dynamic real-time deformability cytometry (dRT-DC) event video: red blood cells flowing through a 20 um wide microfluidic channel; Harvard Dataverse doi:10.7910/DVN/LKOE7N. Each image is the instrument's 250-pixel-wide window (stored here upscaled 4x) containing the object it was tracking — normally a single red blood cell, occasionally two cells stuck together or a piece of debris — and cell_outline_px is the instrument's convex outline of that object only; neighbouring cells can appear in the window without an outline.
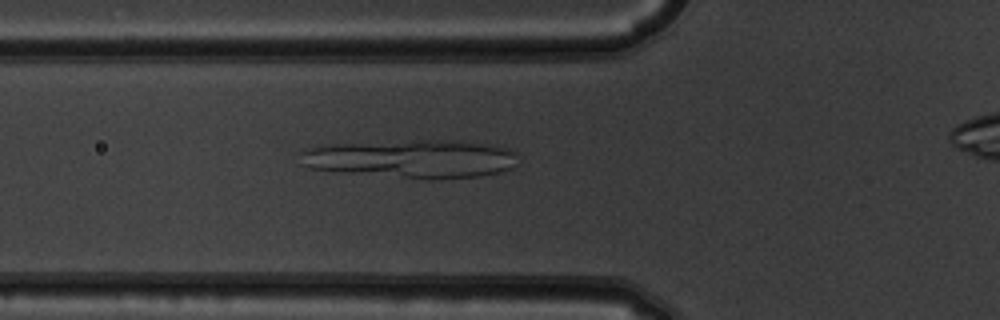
{"species": "common noctule bat (a hibernating species)", "species_latin": "Nyctalus noctula", "temperature_condition": "warm", "stored_images_in_passage": 35, "camera_frame_rate_fps": 3000, "um_per_image_px": 0.085, "animal": {"sex": "male", "body_mass_g": 19.5, "forearm_length_mm": 54.6}, "frame": {"image": 1, "passage_image": 7, "time_ms": 2.0, "image_size_px": [1000, 320], "cell_outline_px": [[516, 164], [512, 168], [500, 172], [480, 176], [432, 180], [428, 180], [308, 168], [300, 164], [300, 152], [304, 148], [320, 144], [412, 140], [460, 140], [496, 144], [508, 148], [516, 152]], "centroid_in_image_um": [34.99, 13.48], "position_along_channel_um": 90.8, "area_um2": 49.65}}
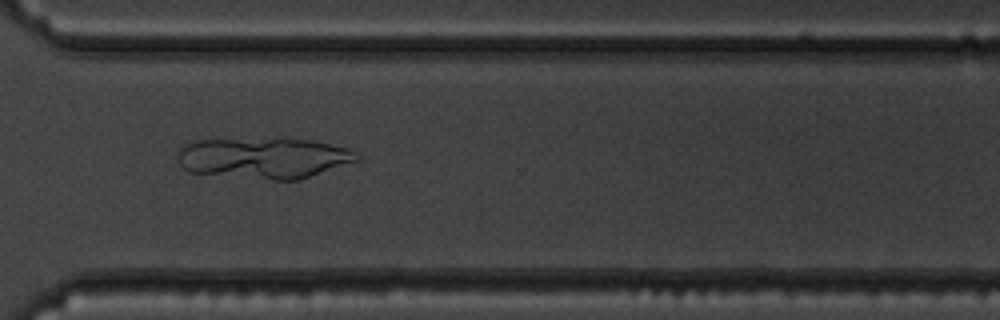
{"frame": {"image": 2, "passage_image": 27, "time_ms": 8.667, "image_size_px": [1000, 320], "cell_outline_px": [[360, 160], [300, 180], [272, 180], [188, 172], [180, 164], [176, 156], [176, 152], [184, 144], [196, 140], [312, 140], [348, 148], [356, 152], [360, 156]], "centroid_in_image_um": [22.43, 13.45], "position_along_channel_um": 348.2, "area_um2": 42.48}}
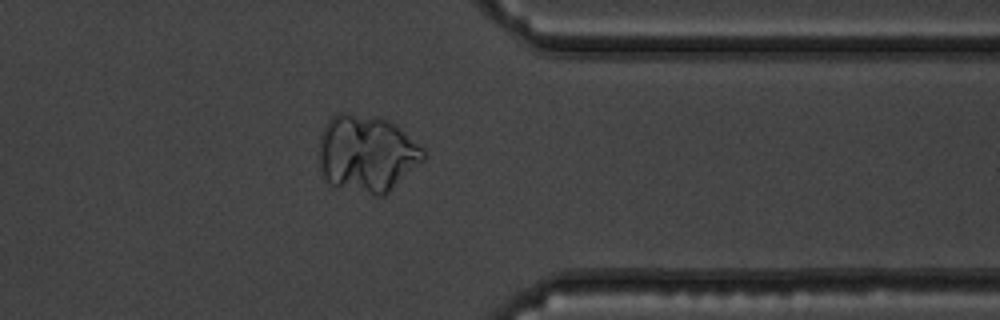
{"frame": {"image": 3, "passage_image": 30, "time_ms": 9.667, "image_size_px": [1000, 320], "cell_outline_px": [[424, 160], [384, 196], [372, 196], [332, 188], [324, 176], [320, 168], [320, 136], [328, 120], [336, 112], [344, 112], [380, 116], [396, 124], [424, 148]], "centroid_in_image_um": [31.17, 13.07], "position_along_channel_um": 380.2, "area_um2": 47.8}}